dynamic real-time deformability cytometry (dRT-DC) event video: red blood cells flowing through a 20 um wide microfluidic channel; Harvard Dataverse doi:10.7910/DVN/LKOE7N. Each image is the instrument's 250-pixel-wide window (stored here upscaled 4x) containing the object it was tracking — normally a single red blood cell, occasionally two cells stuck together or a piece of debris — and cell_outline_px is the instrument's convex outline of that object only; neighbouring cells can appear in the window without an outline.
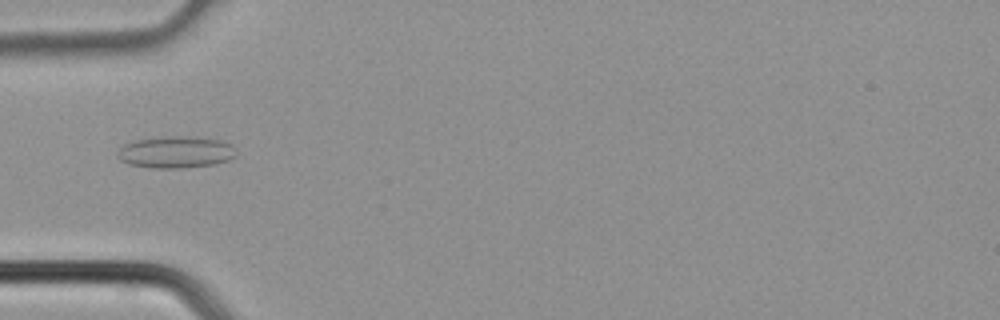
{"species": "common noctule bat (a hibernating species)", "species_latin": "Nyctalus noctula", "temperature_condition": "cold", "stored_images_in_passage": 2, "camera_frame_rate_fps": 3000, "um_per_image_px": 0.085, "animal": {"sex": "male", "body_mass_g": 21.5, "forearm_length_mm": 52.0}, "frame": {"image": 1, "passage_image": 2, "time_ms": 0.333, "image_size_px": [1000, 320], "cell_outline_px": [[236, 156], [228, 160], [216, 164], [184, 168], [152, 168], [128, 164], [120, 160], [116, 156], [116, 152], [124, 144], [136, 140], [164, 136], [188, 136], [220, 140], [232, 144], [236, 152]], "centroid_in_image_um": [14.93, 12.93], "position_along_channel_um": 70.1, "area_um2": 22.25}}